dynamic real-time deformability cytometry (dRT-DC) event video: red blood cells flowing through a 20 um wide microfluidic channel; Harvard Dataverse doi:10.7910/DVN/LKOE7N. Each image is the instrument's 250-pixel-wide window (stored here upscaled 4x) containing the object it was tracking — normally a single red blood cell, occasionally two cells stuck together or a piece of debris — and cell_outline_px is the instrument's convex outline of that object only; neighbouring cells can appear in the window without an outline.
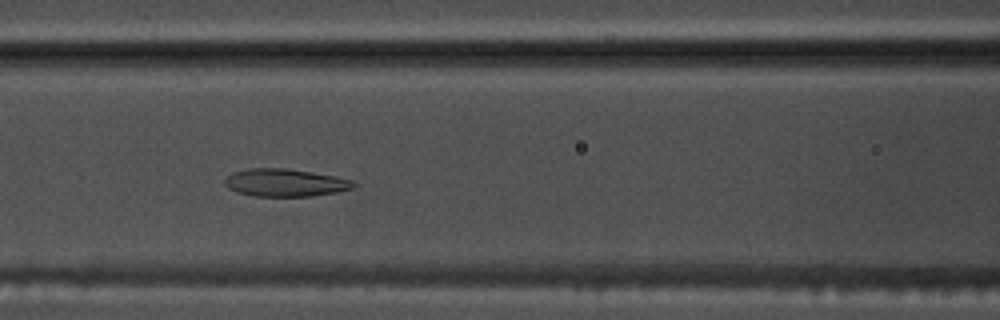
{"species": "common noctule bat (a hibernating species)", "species_latin": "Nyctalus noctula", "temperature_condition": "warm", "stored_images_in_passage": 37, "camera_frame_rate_fps": 3000, "um_per_image_px": 0.085, "animal": {"sex": "male", "body_mass_g": 17.5, "forearm_length_mm": 52.3}, "frame": {"image": 1, "passage_image": 7, "time_ms": 2.0, "image_size_px": [1000, 320], "cell_outline_px": [[356, 184], [352, 188], [336, 192], [312, 196], [256, 196], [236, 192], [228, 188], [224, 184], [224, 180], [232, 172], [248, 168], [284, 168], [312, 172], [336, 176], [356, 180]], "centroid_in_image_um": [24.24, 15.52], "position_along_channel_um": 142.4, "area_um2": 20.87}}
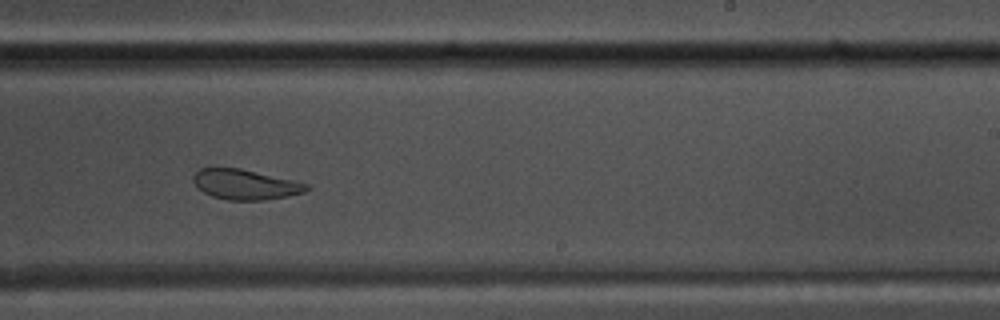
{"frame": {"image": 2, "passage_image": 17, "time_ms": 5.333, "image_size_px": [1000, 320], "cell_outline_px": [[312, 188], [304, 192], [288, 196], [264, 200], [228, 200], [212, 196], [204, 192], [192, 180], [192, 176], [200, 168], [240, 168], [312, 184]], "centroid_in_image_um": [20.91, 15.68], "position_along_channel_um": 268.1, "area_um2": 19.94}}
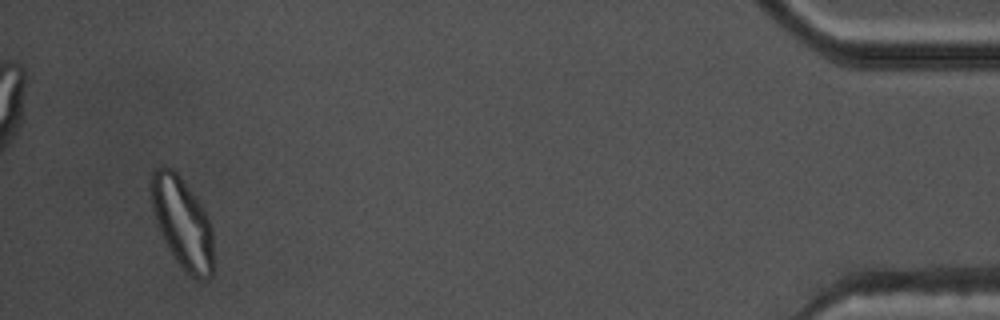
{"frame": {"image": 3, "passage_image": 35, "time_ms": 11.333, "image_size_px": [1000, 320], "cell_outline_px": [[212, 276], [208, 280], [196, 280], [172, 256], [164, 240], [156, 220], [152, 208], [148, 192], [148, 180], [152, 168], [164, 164], [172, 168], [180, 176], [192, 192], [200, 204], [212, 228]], "centroid_in_image_um": [15.43, 18.85], "position_along_channel_um": 419.8, "area_um2": 33.29}, "authors_computed_cell_mechanics": {"area_um2": 21.8484, "velocity_mm_per_s": 3.7967, "shape_relaxation_time_tau1_ms": 8.2926, "shape_relaxation_time_tau2_ms": 1.6308, "deformation_change_tau1": 0.2156, "deformation_change_tau2": 0.0702}}